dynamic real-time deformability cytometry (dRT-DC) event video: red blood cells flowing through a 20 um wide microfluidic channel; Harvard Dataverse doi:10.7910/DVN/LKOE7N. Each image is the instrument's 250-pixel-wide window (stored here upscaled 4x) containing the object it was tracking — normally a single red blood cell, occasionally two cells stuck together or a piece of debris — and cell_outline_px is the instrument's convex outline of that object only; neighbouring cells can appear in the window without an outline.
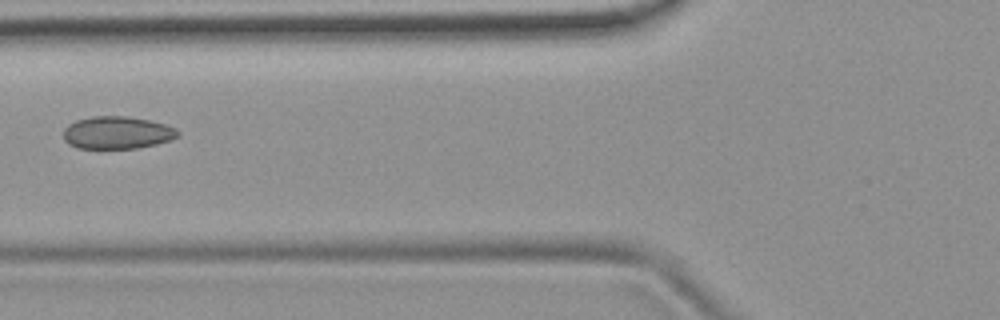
{"species": "common noctule bat (a hibernating species)", "species_latin": "Nyctalus noctula", "temperature_condition": "room temperature", "stored_images_in_passage": 7, "camera_frame_rate_fps": 3000, "um_per_image_px": 0.085, "animal": {"sex": "female", "body_mass_g": 19.9}, "frame": {"image": 1, "passage_image": 6, "time_ms": 6.0, "image_size_px": [1000, 320], "cell_outline_px": [[180, 136], [156, 144], [136, 148], [76, 148], [68, 144], [64, 140], [64, 128], [68, 124], [76, 120], [92, 116], [124, 116], [148, 120], [164, 124], [176, 128], [180, 132]], "centroid_in_image_um": [9.94, 11.27], "position_along_channel_um": 115.9, "area_um2": 21.68}}
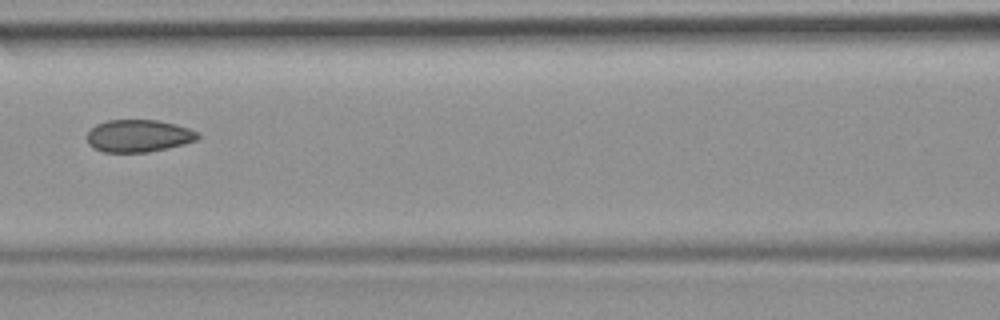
{"frame": {"image": 2, "passage_image": 7, "time_ms": 7.0, "image_size_px": [1000, 320], "cell_outline_px": [[200, 136], [196, 140], [184, 144], [148, 152], [104, 152], [92, 148], [88, 144], [88, 132], [96, 124], [108, 120], [156, 120], [176, 124], [200, 132]], "centroid_in_image_um": [11.78, 11.55], "position_along_channel_um": 154.8, "area_um2": 20.92}}